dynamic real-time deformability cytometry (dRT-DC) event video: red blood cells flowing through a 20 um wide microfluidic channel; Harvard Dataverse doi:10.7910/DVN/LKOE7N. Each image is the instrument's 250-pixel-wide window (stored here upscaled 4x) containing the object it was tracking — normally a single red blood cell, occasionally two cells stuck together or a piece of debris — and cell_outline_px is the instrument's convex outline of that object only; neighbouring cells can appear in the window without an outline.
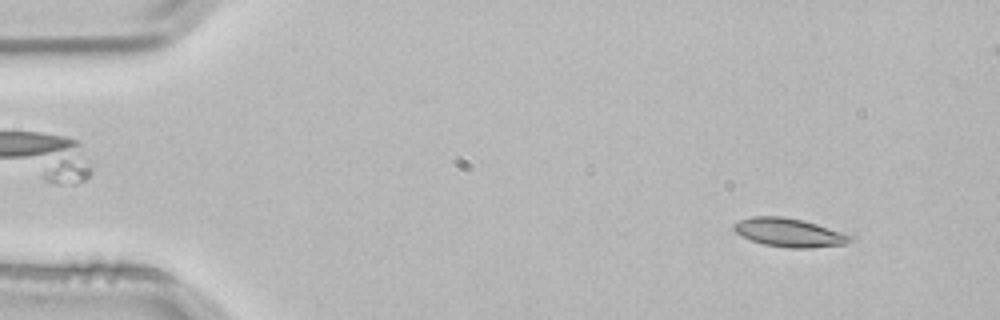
{"species": "common noctule bat (a hibernating species)", "species_latin": "Nyctalus noctula", "temperature_condition": "room temperature", "stored_images_in_passage": 3, "segment_of_instrument_passage": [1, 2], "camera_frame_rate_fps": 3000, "um_per_image_px": 0.085, "animal": {"sex": "male", "body_mass_g": 21.5, "forearm_length_mm": 52.0}, "frame": {"image": 1, "passage_image": 1, "time_ms": 0.0, "image_size_px": [1000, 320], "cell_outline_px": [[856, 240], [844, 244], [808, 248], [792, 248], [764, 244], [752, 240], [736, 232], [732, 228], [732, 224], [740, 220], [752, 216], [784, 216], [804, 220], [856, 236]], "centroid_in_image_um": [67.14, 19.76], "position_along_channel_um": 17.9, "area_um2": 19.48}}